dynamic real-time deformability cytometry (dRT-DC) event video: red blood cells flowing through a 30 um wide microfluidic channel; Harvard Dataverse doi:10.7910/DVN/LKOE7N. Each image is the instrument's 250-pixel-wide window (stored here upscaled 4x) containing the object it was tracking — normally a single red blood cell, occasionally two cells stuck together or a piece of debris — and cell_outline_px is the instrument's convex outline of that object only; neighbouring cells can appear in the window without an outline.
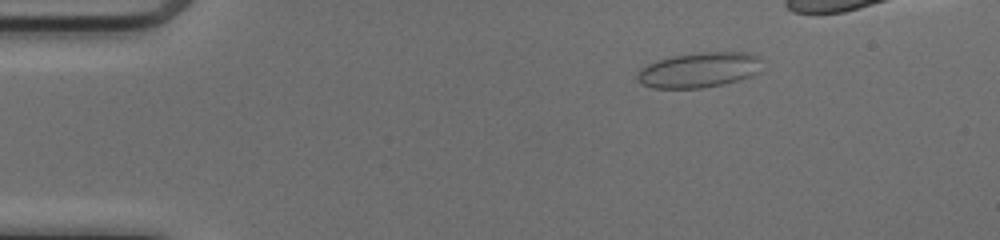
{"species": "common noctule bat (a hibernating species)", "species_latin": "Nyctalus noctula", "temperature_condition": "cold", "stored_images_in_passage": 37, "camera_frame_rate_fps": 3000, "um_per_image_px": 0.085, "animal": {"sex": "female", "body_mass_g": 17.0, "forearm_length_mm": 48.0}, "frame": {"image": 1, "passage_image": 1, "time_ms": 0.0, "image_size_px": [1000, 240], "cell_outline_px": [[756, 72], [748, 76], [736, 80], [720, 84], [700, 88], [652, 88], [636, 80], [636, 76], [640, 68], [648, 64], [672, 56], [696, 52], [744, 52], [756, 56]], "centroid_in_image_um": [59.28, 5.95], "position_along_channel_um": 25.7, "area_um2": 24.8}}
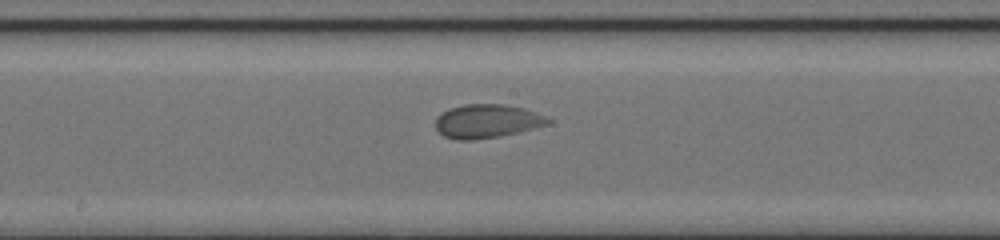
{"frame": {"image": 2, "passage_image": 20, "time_ms": 6.333, "image_size_px": [1000, 240], "cell_outline_px": [[552, 120], [548, 124], [500, 136], [472, 140], [456, 140], [444, 136], [436, 128], [436, 116], [448, 108], [464, 104], [504, 104], [524, 108], [536, 112]], "centroid_in_image_um": [41.35, 10.29], "position_along_channel_um": 206.8, "area_um2": 22.02}}
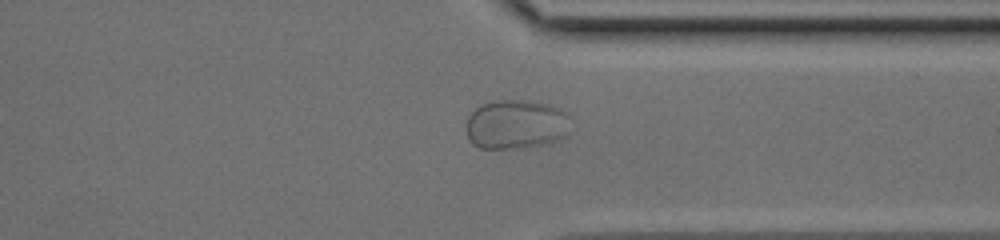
{"frame": {"image": 3, "passage_image": 32, "time_ms": 10.333, "image_size_px": [1000, 240], "cell_outline_px": [[568, 132], [564, 136], [556, 140], [540, 144], [508, 148], [480, 148], [472, 144], [468, 140], [464, 128], [468, 116], [480, 104], [492, 100], [528, 100], [548, 104], [560, 108], [568, 112]], "centroid_in_image_um": [43.8, 10.54], "position_along_channel_um": 367.6, "area_um2": 30.17}}